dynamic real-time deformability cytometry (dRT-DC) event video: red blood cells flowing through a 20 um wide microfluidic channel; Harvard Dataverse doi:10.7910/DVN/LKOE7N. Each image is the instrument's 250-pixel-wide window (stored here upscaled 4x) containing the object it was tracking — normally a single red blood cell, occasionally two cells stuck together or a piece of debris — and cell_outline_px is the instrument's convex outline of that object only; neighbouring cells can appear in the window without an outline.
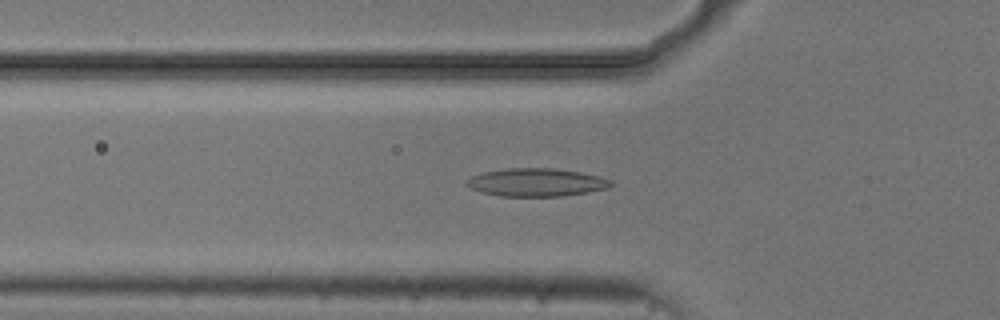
{"species": "common noctule bat (a hibernating species)", "species_latin": "Nyctalus noctula", "temperature_condition": "cold", "stored_images_in_passage": 47, "camera_frame_rate_fps": 3000, "um_per_image_px": 0.085, "animal": {"sex": "male", "body_mass_g": 20.5, "forearm_length_mm": 52.5}, "frame": {"image": 1, "passage_image": 17, "time_ms": 5.333, "image_size_px": [1000, 320], "cell_outline_px": [[616, 184], [608, 188], [588, 192], [560, 196], [500, 196], [480, 192], [464, 184], [464, 180], [472, 176], [484, 172], [508, 168], [552, 168], [580, 172], [600, 176], [612, 180]], "centroid_in_image_um": [45.6, 15.5], "position_along_channel_um": 80.2, "area_um2": 23.7}}
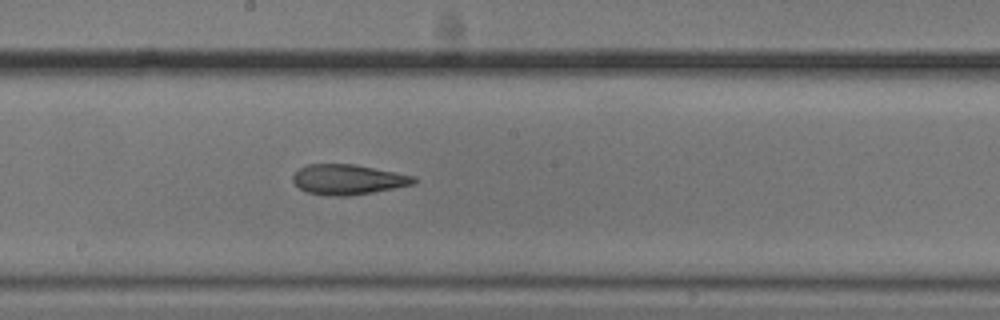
{"frame": {"image": 2, "passage_image": 28, "time_ms": 9.0, "image_size_px": [1000, 320], "cell_outline_px": [[416, 184], [372, 192], [348, 196], [332, 196], [308, 192], [300, 188], [292, 180], [292, 176], [300, 168], [308, 164], [356, 164], [416, 176]], "centroid_in_image_um": [29.61, 15.25], "position_along_channel_um": 218.6, "area_um2": 21.21}}
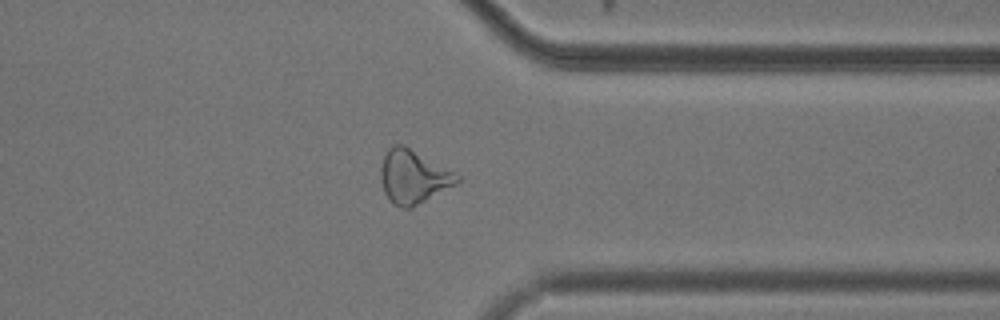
{"frame": {"image": 3, "passage_image": 41, "time_ms": 13.333, "image_size_px": [1000, 320], "cell_outline_px": [[460, 180], [456, 184], [412, 208], [404, 208], [392, 204], [384, 192], [380, 180], [380, 168], [384, 156], [388, 148], [392, 144], [404, 144], [460, 176]], "centroid_in_image_um": [35.09, 15.03], "position_along_channel_um": 376.3, "area_um2": 23.76}, "authors_computed_cell_mechanics": {"area_um2": 22.253, "velocity_mm_per_s": 3.7309, "shape_relaxation_time_tau1_ms": null, "shape_relaxation_time_tau2_ms": 5.1687, "deformation_change_tau1": null, "deformation_change_tau2": 0.1451}}